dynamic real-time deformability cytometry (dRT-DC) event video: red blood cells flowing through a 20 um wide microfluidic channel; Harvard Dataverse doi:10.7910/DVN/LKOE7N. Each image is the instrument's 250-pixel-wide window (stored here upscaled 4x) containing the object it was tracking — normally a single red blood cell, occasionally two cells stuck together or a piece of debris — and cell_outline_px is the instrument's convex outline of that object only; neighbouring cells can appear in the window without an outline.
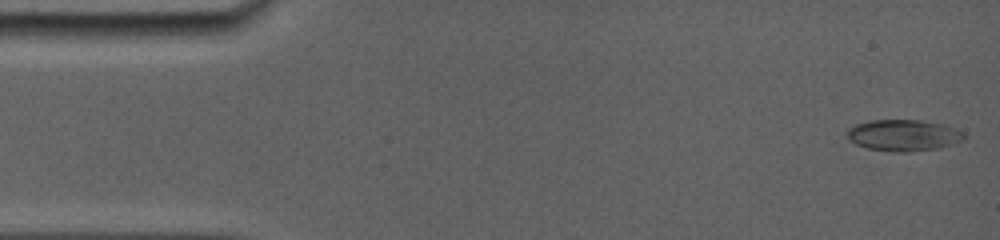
{"species": "common noctule bat (a hibernating species)", "species_latin": "Nyctalus noctula", "temperature_condition": "room temperature", "stored_images_in_passage": 35, "camera_frame_rate_fps": 5000, "um_per_image_px": 0.085, "animal": {"sex": "female", "body_mass_g": 19.0, "forearm_length_mm": 56.7}, "frame": {"image": 1, "passage_image": 1, "time_ms": 0.0, "image_size_px": [1000, 240], "cell_outline_px": [[964, 140], [952, 144], [936, 148], [908, 152], [896, 152], [868, 148], [856, 144], [848, 140], [848, 128], [856, 124], [868, 120], [920, 120], [944, 124], [964, 132]], "centroid_in_image_um": [76.79, 11.49], "position_along_channel_um": 8.2, "area_um2": 21.33}}
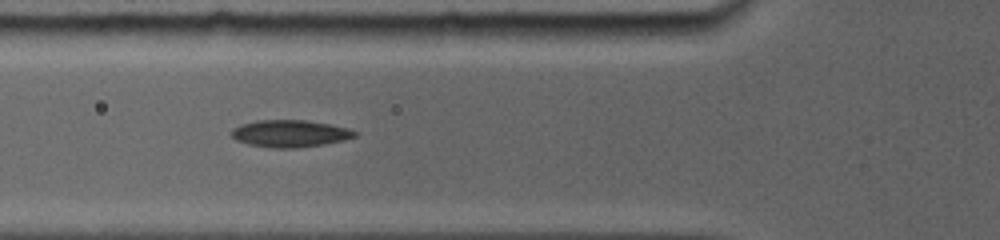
{"frame": {"image": 2, "passage_image": 30, "time_ms": 5.4, "image_size_px": [1000, 240], "cell_outline_px": [[360, 132], [356, 136], [344, 140], [324, 144], [296, 148], [272, 148], [248, 144], [236, 140], [228, 132], [232, 128], [240, 124], [256, 120], [308, 120], [348, 128]], "centroid_in_image_um": [24.63, 11.34], "position_along_channel_um": 101.2, "area_um2": 19.71}}
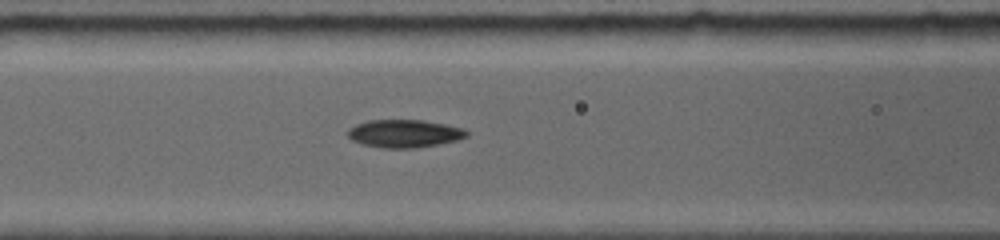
{"frame": {"image": 3, "passage_image": 35, "time_ms": 6.2, "image_size_px": [1000, 240], "cell_outline_px": [[468, 136], [456, 140], [440, 144], [416, 148], [380, 148], [364, 144], [352, 140], [348, 136], [348, 128], [356, 124], [368, 120], [424, 120], [464, 128], [468, 132]], "centroid_in_image_um": [34.37, 11.35], "position_along_channel_um": 132.2, "area_um2": 19.36}}